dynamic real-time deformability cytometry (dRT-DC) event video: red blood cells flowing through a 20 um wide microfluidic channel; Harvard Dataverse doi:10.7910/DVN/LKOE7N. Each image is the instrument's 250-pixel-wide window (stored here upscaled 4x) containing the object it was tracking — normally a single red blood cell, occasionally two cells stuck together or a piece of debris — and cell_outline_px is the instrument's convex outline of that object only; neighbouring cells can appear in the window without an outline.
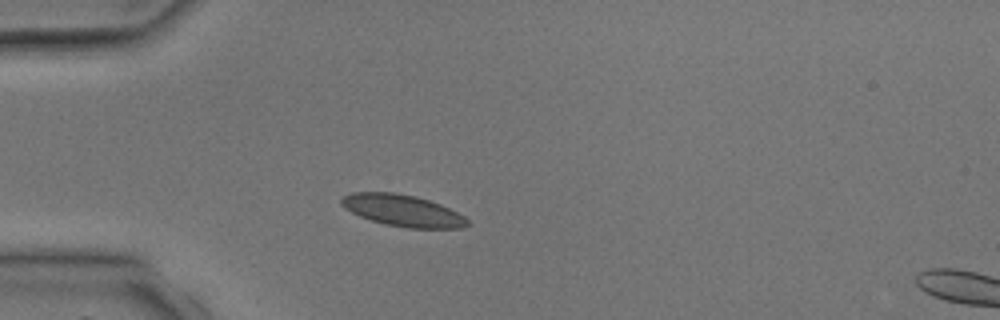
{"species": "common noctule bat (a hibernating species)", "species_latin": "Nyctalus noctula", "temperature_condition": "room temperature", "stored_images_in_passage": 1, "camera_frame_rate_fps": 3000, "um_per_image_px": 0.085, "animal": {"sex": "male", "body_mass_g": 17.9, "forearm_length_mm": 54.2}, "frame": {"image": 1, "passage_image": 1, "time_ms": 0.0, "image_size_px": [1000, 320], "cell_outline_px": [[472, 224], [460, 228], [408, 228], [384, 224], [360, 216], [344, 208], [340, 204], [340, 196], [352, 192], [396, 192], [416, 196], [440, 204], [464, 216]], "centroid_in_image_um": [34.2, 17.89], "position_along_channel_um": 50.8, "area_um2": 23.35}}